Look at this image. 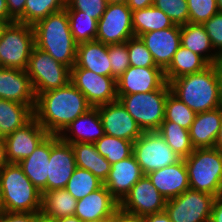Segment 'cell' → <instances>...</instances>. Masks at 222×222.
Masks as SVG:
<instances>
[{"instance_id": "31", "label": "cell", "mask_w": 222, "mask_h": 222, "mask_svg": "<svg viewBox=\"0 0 222 222\" xmlns=\"http://www.w3.org/2000/svg\"><path fill=\"white\" fill-rule=\"evenodd\" d=\"M77 200L66 189L42 192L41 212L52 218L75 215Z\"/></svg>"}, {"instance_id": "56", "label": "cell", "mask_w": 222, "mask_h": 222, "mask_svg": "<svg viewBox=\"0 0 222 222\" xmlns=\"http://www.w3.org/2000/svg\"><path fill=\"white\" fill-rule=\"evenodd\" d=\"M215 66L218 70V74H219V77H220V83H221V86H222V55L219 56L217 62L215 63Z\"/></svg>"}, {"instance_id": "58", "label": "cell", "mask_w": 222, "mask_h": 222, "mask_svg": "<svg viewBox=\"0 0 222 222\" xmlns=\"http://www.w3.org/2000/svg\"><path fill=\"white\" fill-rule=\"evenodd\" d=\"M108 4L127 3L128 0H106Z\"/></svg>"}, {"instance_id": "23", "label": "cell", "mask_w": 222, "mask_h": 222, "mask_svg": "<svg viewBox=\"0 0 222 222\" xmlns=\"http://www.w3.org/2000/svg\"><path fill=\"white\" fill-rule=\"evenodd\" d=\"M105 134L97 107L72 121L59 137L70 144L95 143ZM73 135V136H72Z\"/></svg>"}, {"instance_id": "60", "label": "cell", "mask_w": 222, "mask_h": 222, "mask_svg": "<svg viewBox=\"0 0 222 222\" xmlns=\"http://www.w3.org/2000/svg\"><path fill=\"white\" fill-rule=\"evenodd\" d=\"M113 219H104V220H98V221H85V222H112Z\"/></svg>"}, {"instance_id": "55", "label": "cell", "mask_w": 222, "mask_h": 222, "mask_svg": "<svg viewBox=\"0 0 222 222\" xmlns=\"http://www.w3.org/2000/svg\"><path fill=\"white\" fill-rule=\"evenodd\" d=\"M57 220H58V222H82V221H81L78 217H76L75 215L58 218Z\"/></svg>"}, {"instance_id": "17", "label": "cell", "mask_w": 222, "mask_h": 222, "mask_svg": "<svg viewBox=\"0 0 222 222\" xmlns=\"http://www.w3.org/2000/svg\"><path fill=\"white\" fill-rule=\"evenodd\" d=\"M117 95L147 93L160 89L165 83L164 71L160 67L131 66L118 78Z\"/></svg>"}, {"instance_id": "40", "label": "cell", "mask_w": 222, "mask_h": 222, "mask_svg": "<svg viewBox=\"0 0 222 222\" xmlns=\"http://www.w3.org/2000/svg\"><path fill=\"white\" fill-rule=\"evenodd\" d=\"M127 51L130 65L134 67H158L152 54L140 37H132L127 40Z\"/></svg>"}, {"instance_id": "7", "label": "cell", "mask_w": 222, "mask_h": 222, "mask_svg": "<svg viewBox=\"0 0 222 222\" xmlns=\"http://www.w3.org/2000/svg\"><path fill=\"white\" fill-rule=\"evenodd\" d=\"M35 47L33 26L12 22L0 29V67L27 70Z\"/></svg>"}, {"instance_id": "35", "label": "cell", "mask_w": 222, "mask_h": 222, "mask_svg": "<svg viewBox=\"0 0 222 222\" xmlns=\"http://www.w3.org/2000/svg\"><path fill=\"white\" fill-rule=\"evenodd\" d=\"M94 144L99 154L105 157L111 165L133 154L134 142L122 138L104 134Z\"/></svg>"}, {"instance_id": "19", "label": "cell", "mask_w": 222, "mask_h": 222, "mask_svg": "<svg viewBox=\"0 0 222 222\" xmlns=\"http://www.w3.org/2000/svg\"><path fill=\"white\" fill-rule=\"evenodd\" d=\"M119 211V202L102 185L83 199L77 200L75 216L82 222L113 219Z\"/></svg>"}, {"instance_id": "47", "label": "cell", "mask_w": 222, "mask_h": 222, "mask_svg": "<svg viewBox=\"0 0 222 222\" xmlns=\"http://www.w3.org/2000/svg\"><path fill=\"white\" fill-rule=\"evenodd\" d=\"M209 222H222V194L214 199Z\"/></svg>"}, {"instance_id": "28", "label": "cell", "mask_w": 222, "mask_h": 222, "mask_svg": "<svg viewBox=\"0 0 222 222\" xmlns=\"http://www.w3.org/2000/svg\"><path fill=\"white\" fill-rule=\"evenodd\" d=\"M76 166L93 173L103 183L111 170L110 162L97 151L94 143L71 144Z\"/></svg>"}, {"instance_id": "29", "label": "cell", "mask_w": 222, "mask_h": 222, "mask_svg": "<svg viewBox=\"0 0 222 222\" xmlns=\"http://www.w3.org/2000/svg\"><path fill=\"white\" fill-rule=\"evenodd\" d=\"M34 117V109L27 104L0 99V138L13 133Z\"/></svg>"}, {"instance_id": "16", "label": "cell", "mask_w": 222, "mask_h": 222, "mask_svg": "<svg viewBox=\"0 0 222 222\" xmlns=\"http://www.w3.org/2000/svg\"><path fill=\"white\" fill-rule=\"evenodd\" d=\"M97 108L106 135L134 142L143 133L118 100L97 106Z\"/></svg>"}, {"instance_id": "24", "label": "cell", "mask_w": 222, "mask_h": 222, "mask_svg": "<svg viewBox=\"0 0 222 222\" xmlns=\"http://www.w3.org/2000/svg\"><path fill=\"white\" fill-rule=\"evenodd\" d=\"M222 121V106L197 113L189 129L191 144L194 148H214Z\"/></svg>"}, {"instance_id": "49", "label": "cell", "mask_w": 222, "mask_h": 222, "mask_svg": "<svg viewBox=\"0 0 222 222\" xmlns=\"http://www.w3.org/2000/svg\"><path fill=\"white\" fill-rule=\"evenodd\" d=\"M154 0H128L127 5L132 11L153 6Z\"/></svg>"}, {"instance_id": "9", "label": "cell", "mask_w": 222, "mask_h": 222, "mask_svg": "<svg viewBox=\"0 0 222 222\" xmlns=\"http://www.w3.org/2000/svg\"><path fill=\"white\" fill-rule=\"evenodd\" d=\"M133 155L144 175L175 164L181 159L158 131H143L134 141Z\"/></svg>"}, {"instance_id": "36", "label": "cell", "mask_w": 222, "mask_h": 222, "mask_svg": "<svg viewBox=\"0 0 222 222\" xmlns=\"http://www.w3.org/2000/svg\"><path fill=\"white\" fill-rule=\"evenodd\" d=\"M102 185L103 182L93 173L83 168L76 167L65 189L71 193L76 200H80Z\"/></svg>"}, {"instance_id": "46", "label": "cell", "mask_w": 222, "mask_h": 222, "mask_svg": "<svg viewBox=\"0 0 222 222\" xmlns=\"http://www.w3.org/2000/svg\"><path fill=\"white\" fill-rule=\"evenodd\" d=\"M9 16L16 22L24 24V7L26 0H6Z\"/></svg>"}, {"instance_id": "32", "label": "cell", "mask_w": 222, "mask_h": 222, "mask_svg": "<svg viewBox=\"0 0 222 222\" xmlns=\"http://www.w3.org/2000/svg\"><path fill=\"white\" fill-rule=\"evenodd\" d=\"M132 26L135 37L142 34L175 26L173 21L154 6L132 11Z\"/></svg>"}, {"instance_id": "8", "label": "cell", "mask_w": 222, "mask_h": 222, "mask_svg": "<svg viewBox=\"0 0 222 222\" xmlns=\"http://www.w3.org/2000/svg\"><path fill=\"white\" fill-rule=\"evenodd\" d=\"M26 71L36 97L70 82V68L37 47L32 49Z\"/></svg>"}, {"instance_id": "59", "label": "cell", "mask_w": 222, "mask_h": 222, "mask_svg": "<svg viewBox=\"0 0 222 222\" xmlns=\"http://www.w3.org/2000/svg\"><path fill=\"white\" fill-rule=\"evenodd\" d=\"M217 1V8L219 12H222V0H216Z\"/></svg>"}, {"instance_id": "22", "label": "cell", "mask_w": 222, "mask_h": 222, "mask_svg": "<svg viewBox=\"0 0 222 222\" xmlns=\"http://www.w3.org/2000/svg\"><path fill=\"white\" fill-rule=\"evenodd\" d=\"M147 176L166 200L175 198L190 188L188 171L183 158L175 164L152 171Z\"/></svg>"}, {"instance_id": "3", "label": "cell", "mask_w": 222, "mask_h": 222, "mask_svg": "<svg viewBox=\"0 0 222 222\" xmlns=\"http://www.w3.org/2000/svg\"><path fill=\"white\" fill-rule=\"evenodd\" d=\"M35 47L70 69L75 65L77 43L70 30L67 10L49 14L34 26Z\"/></svg>"}, {"instance_id": "27", "label": "cell", "mask_w": 222, "mask_h": 222, "mask_svg": "<svg viewBox=\"0 0 222 222\" xmlns=\"http://www.w3.org/2000/svg\"><path fill=\"white\" fill-rule=\"evenodd\" d=\"M180 43L185 48L202 56L209 64H215L219 58L202 24L187 23L181 25Z\"/></svg>"}, {"instance_id": "48", "label": "cell", "mask_w": 222, "mask_h": 222, "mask_svg": "<svg viewBox=\"0 0 222 222\" xmlns=\"http://www.w3.org/2000/svg\"><path fill=\"white\" fill-rule=\"evenodd\" d=\"M143 220L144 222H172L165 210L159 213L146 215L143 217Z\"/></svg>"}, {"instance_id": "18", "label": "cell", "mask_w": 222, "mask_h": 222, "mask_svg": "<svg viewBox=\"0 0 222 222\" xmlns=\"http://www.w3.org/2000/svg\"><path fill=\"white\" fill-rule=\"evenodd\" d=\"M152 54L156 66L165 71L180 47V25L155 30L140 36Z\"/></svg>"}, {"instance_id": "6", "label": "cell", "mask_w": 222, "mask_h": 222, "mask_svg": "<svg viewBox=\"0 0 222 222\" xmlns=\"http://www.w3.org/2000/svg\"><path fill=\"white\" fill-rule=\"evenodd\" d=\"M170 92L166 82L158 90L117 96L142 131H157L165 119V103Z\"/></svg>"}, {"instance_id": "54", "label": "cell", "mask_w": 222, "mask_h": 222, "mask_svg": "<svg viewBox=\"0 0 222 222\" xmlns=\"http://www.w3.org/2000/svg\"><path fill=\"white\" fill-rule=\"evenodd\" d=\"M214 148L220 150L222 152V121H221V125L219 128V132L215 141V146Z\"/></svg>"}, {"instance_id": "52", "label": "cell", "mask_w": 222, "mask_h": 222, "mask_svg": "<svg viewBox=\"0 0 222 222\" xmlns=\"http://www.w3.org/2000/svg\"><path fill=\"white\" fill-rule=\"evenodd\" d=\"M8 164L6 159V145L4 138H0V170Z\"/></svg>"}, {"instance_id": "1", "label": "cell", "mask_w": 222, "mask_h": 222, "mask_svg": "<svg viewBox=\"0 0 222 222\" xmlns=\"http://www.w3.org/2000/svg\"><path fill=\"white\" fill-rule=\"evenodd\" d=\"M92 106L71 82L36 97L34 117L51 135H60L77 117Z\"/></svg>"}, {"instance_id": "53", "label": "cell", "mask_w": 222, "mask_h": 222, "mask_svg": "<svg viewBox=\"0 0 222 222\" xmlns=\"http://www.w3.org/2000/svg\"><path fill=\"white\" fill-rule=\"evenodd\" d=\"M36 222H58L56 218L46 216L44 213L36 212Z\"/></svg>"}, {"instance_id": "4", "label": "cell", "mask_w": 222, "mask_h": 222, "mask_svg": "<svg viewBox=\"0 0 222 222\" xmlns=\"http://www.w3.org/2000/svg\"><path fill=\"white\" fill-rule=\"evenodd\" d=\"M4 211L40 212L42 193L24 174L18 163H8L0 170Z\"/></svg>"}, {"instance_id": "15", "label": "cell", "mask_w": 222, "mask_h": 222, "mask_svg": "<svg viewBox=\"0 0 222 222\" xmlns=\"http://www.w3.org/2000/svg\"><path fill=\"white\" fill-rule=\"evenodd\" d=\"M48 135V132L33 117L24 126L4 138L8 163H19L30 156Z\"/></svg>"}, {"instance_id": "12", "label": "cell", "mask_w": 222, "mask_h": 222, "mask_svg": "<svg viewBox=\"0 0 222 222\" xmlns=\"http://www.w3.org/2000/svg\"><path fill=\"white\" fill-rule=\"evenodd\" d=\"M134 36L132 10L127 3L108 4L97 21L96 40L111 45L124 43Z\"/></svg>"}, {"instance_id": "38", "label": "cell", "mask_w": 222, "mask_h": 222, "mask_svg": "<svg viewBox=\"0 0 222 222\" xmlns=\"http://www.w3.org/2000/svg\"><path fill=\"white\" fill-rule=\"evenodd\" d=\"M196 113L190 109L184 102L180 101L171 92L168 94L165 103V119L163 121H171L179 126L189 130Z\"/></svg>"}, {"instance_id": "44", "label": "cell", "mask_w": 222, "mask_h": 222, "mask_svg": "<svg viewBox=\"0 0 222 222\" xmlns=\"http://www.w3.org/2000/svg\"><path fill=\"white\" fill-rule=\"evenodd\" d=\"M207 32L215 52L222 55V12H217L202 24Z\"/></svg>"}, {"instance_id": "42", "label": "cell", "mask_w": 222, "mask_h": 222, "mask_svg": "<svg viewBox=\"0 0 222 222\" xmlns=\"http://www.w3.org/2000/svg\"><path fill=\"white\" fill-rule=\"evenodd\" d=\"M108 57L111 63V77L118 79L130 67L127 41L108 45Z\"/></svg>"}, {"instance_id": "39", "label": "cell", "mask_w": 222, "mask_h": 222, "mask_svg": "<svg viewBox=\"0 0 222 222\" xmlns=\"http://www.w3.org/2000/svg\"><path fill=\"white\" fill-rule=\"evenodd\" d=\"M153 6L163 11L175 25L189 23L187 0H154Z\"/></svg>"}, {"instance_id": "2", "label": "cell", "mask_w": 222, "mask_h": 222, "mask_svg": "<svg viewBox=\"0 0 222 222\" xmlns=\"http://www.w3.org/2000/svg\"><path fill=\"white\" fill-rule=\"evenodd\" d=\"M171 93L196 114L222 106V86L215 64L169 82Z\"/></svg>"}, {"instance_id": "26", "label": "cell", "mask_w": 222, "mask_h": 222, "mask_svg": "<svg viewBox=\"0 0 222 222\" xmlns=\"http://www.w3.org/2000/svg\"><path fill=\"white\" fill-rule=\"evenodd\" d=\"M50 158V134L38 144L30 156L21 160L18 164L24 174L41 193L47 192V174Z\"/></svg>"}, {"instance_id": "10", "label": "cell", "mask_w": 222, "mask_h": 222, "mask_svg": "<svg viewBox=\"0 0 222 222\" xmlns=\"http://www.w3.org/2000/svg\"><path fill=\"white\" fill-rule=\"evenodd\" d=\"M215 196L187 189L166 201L165 211L172 222H209Z\"/></svg>"}, {"instance_id": "37", "label": "cell", "mask_w": 222, "mask_h": 222, "mask_svg": "<svg viewBox=\"0 0 222 222\" xmlns=\"http://www.w3.org/2000/svg\"><path fill=\"white\" fill-rule=\"evenodd\" d=\"M67 6V0H26L24 24L34 26L49 14L61 11Z\"/></svg>"}, {"instance_id": "11", "label": "cell", "mask_w": 222, "mask_h": 222, "mask_svg": "<svg viewBox=\"0 0 222 222\" xmlns=\"http://www.w3.org/2000/svg\"><path fill=\"white\" fill-rule=\"evenodd\" d=\"M70 82L79 89L92 107L118 100L116 79L87 69L71 68Z\"/></svg>"}, {"instance_id": "33", "label": "cell", "mask_w": 222, "mask_h": 222, "mask_svg": "<svg viewBox=\"0 0 222 222\" xmlns=\"http://www.w3.org/2000/svg\"><path fill=\"white\" fill-rule=\"evenodd\" d=\"M157 131L171 149L181 158L184 159L188 157L194 151V147L190 140L189 130L179 126L177 123L163 121Z\"/></svg>"}, {"instance_id": "50", "label": "cell", "mask_w": 222, "mask_h": 222, "mask_svg": "<svg viewBox=\"0 0 222 222\" xmlns=\"http://www.w3.org/2000/svg\"><path fill=\"white\" fill-rule=\"evenodd\" d=\"M112 222H144L143 217H136L118 211Z\"/></svg>"}, {"instance_id": "25", "label": "cell", "mask_w": 222, "mask_h": 222, "mask_svg": "<svg viewBox=\"0 0 222 222\" xmlns=\"http://www.w3.org/2000/svg\"><path fill=\"white\" fill-rule=\"evenodd\" d=\"M72 68L87 69L99 75L111 76L108 45L97 40L77 44L76 62Z\"/></svg>"}, {"instance_id": "57", "label": "cell", "mask_w": 222, "mask_h": 222, "mask_svg": "<svg viewBox=\"0 0 222 222\" xmlns=\"http://www.w3.org/2000/svg\"><path fill=\"white\" fill-rule=\"evenodd\" d=\"M1 212H4V203H3L2 189L0 185V213Z\"/></svg>"}, {"instance_id": "45", "label": "cell", "mask_w": 222, "mask_h": 222, "mask_svg": "<svg viewBox=\"0 0 222 222\" xmlns=\"http://www.w3.org/2000/svg\"><path fill=\"white\" fill-rule=\"evenodd\" d=\"M0 222H36V212H1Z\"/></svg>"}, {"instance_id": "41", "label": "cell", "mask_w": 222, "mask_h": 222, "mask_svg": "<svg viewBox=\"0 0 222 222\" xmlns=\"http://www.w3.org/2000/svg\"><path fill=\"white\" fill-rule=\"evenodd\" d=\"M189 23L203 24L218 12L216 0H187Z\"/></svg>"}, {"instance_id": "20", "label": "cell", "mask_w": 222, "mask_h": 222, "mask_svg": "<svg viewBox=\"0 0 222 222\" xmlns=\"http://www.w3.org/2000/svg\"><path fill=\"white\" fill-rule=\"evenodd\" d=\"M0 99L36 106V95L26 70L0 67Z\"/></svg>"}, {"instance_id": "14", "label": "cell", "mask_w": 222, "mask_h": 222, "mask_svg": "<svg viewBox=\"0 0 222 222\" xmlns=\"http://www.w3.org/2000/svg\"><path fill=\"white\" fill-rule=\"evenodd\" d=\"M76 167L71 144L63 141L59 135L50 134L47 191L65 189Z\"/></svg>"}, {"instance_id": "30", "label": "cell", "mask_w": 222, "mask_h": 222, "mask_svg": "<svg viewBox=\"0 0 222 222\" xmlns=\"http://www.w3.org/2000/svg\"><path fill=\"white\" fill-rule=\"evenodd\" d=\"M209 65L202 56L180 45L169 67L164 71L166 82L200 72Z\"/></svg>"}, {"instance_id": "51", "label": "cell", "mask_w": 222, "mask_h": 222, "mask_svg": "<svg viewBox=\"0 0 222 222\" xmlns=\"http://www.w3.org/2000/svg\"><path fill=\"white\" fill-rule=\"evenodd\" d=\"M0 22L3 25L15 22L8 14L6 0H0Z\"/></svg>"}, {"instance_id": "13", "label": "cell", "mask_w": 222, "mask_h": 222, "mask_svg": "<svg viewBox=\"0 0 222 222\" xmlns=\"http://www.w3.org/2000/svg\"><path fill=\"white\" fill-rule=\"evenodd\" d=\"M166 201L148 176L143 175L119 203V210L128 215L144 217L164 211Z\"/></svg>"}, {"instance_id": "5", "label": "cell", "mask_w": 222, "mask_h": 222, "mask_svg": "<svg viewBox=\"0 0 222 222\" xmlns=\"http://www.w3.org/2000/svg\"><path fill=\"white\" fill-rule=\"evenodd\" d=\"M191 189L212 194H222V152L216 148H194L184 158Z\"/></svg>"}, {"instance_id": "34", "label": "cell", "mask_w": 222, "mask_h": 222, "mask_svg": "<svg viewBox=\"0 0 222 222\" xmlns=\"http://www.w3.org/2000/svg\"><path fill=\"white\" fill-rule=\"evenodd\" d=\"M69 18L70 30L77 44L96 40L97 20L80 10L65 8Z\"/></svg>"}, {"instance_id": "43", "label": "cell", "mask_w": 222, "mask_h": 222, "mask_svg": "<svg viewBox=\"0 0 222 222\" xmlns=\"http://www.w3.org/2000/svg\"><path fill=\"white\" fill-rule=\"evenodd\" d=\"M67 5L72 10H80L97 21L102 17L107 8L106 0H67Z\"/></svg>"}, {"instance_id": "21", "label": "cell", "mask_w": 222, "mask_h": 222, "mask_svg": "<svg viewBox=\"0 0 222 222\" xmlns=\"http://www.w3.org/2000/svg\"><path fill=\"white\" fill-rule=\"evenodd\" d=\"M143 175L140 165L132 154L111 165V170L103 185L120 203Z\"/></svg>"}]
</instances>
